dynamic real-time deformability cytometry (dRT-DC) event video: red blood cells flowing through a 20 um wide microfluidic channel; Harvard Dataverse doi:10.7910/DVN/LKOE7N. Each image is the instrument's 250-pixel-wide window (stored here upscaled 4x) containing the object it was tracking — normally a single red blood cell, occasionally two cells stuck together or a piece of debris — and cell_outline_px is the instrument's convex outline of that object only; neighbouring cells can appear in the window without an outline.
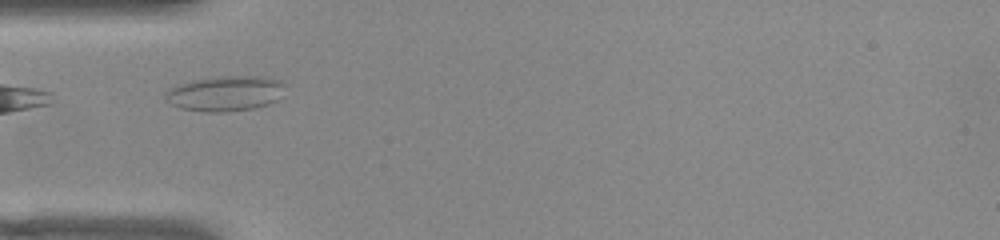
{"species": "common noctule bat (a hibernating species)", "species_latin": "Nyctalus noctula", "temperature_condition": "warm", "stored_images_in_passage": 32, "camera_frame_rate_fps": 3000, "um_per_image_px": 0.085, "animal": {"sex": "female", "body_mass_g": 22.0, "forearm_length_mm": 56.7}, "frame": {"image": 1, "passage_image": 1, "time_ms": 0.0, "image_size_px": [1000, 240], "cell_outline_px": [[288, 84], [276, 100], [268, 104], [252, 108], [220, 112], [208, 112], [180, 108], [164, 100], [164, 92], [168, 88], [192, 80], [220, 76], [264, 76], [280, 80]], "centroid_in_image_um": [19.14, 7.93], "position_along_channel_um": 65.9, "area_um2": 24.68}}
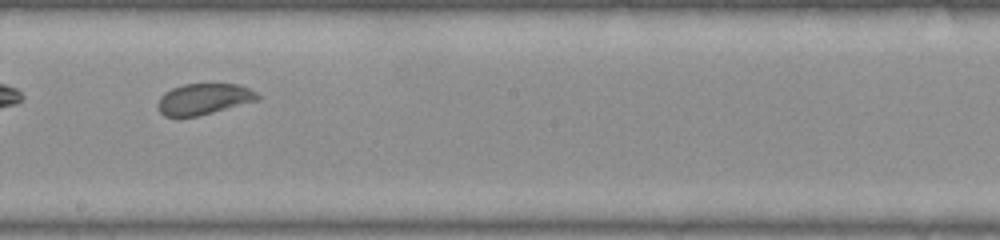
{"frame": {"image": 2, "passage_image": 14, "time_ms": 4.333, "image_size_px": [1000, 240], "cell_outline_px": [[260, 100], [196, 116], [164, 116], [156, 108], [156, 104], [160, 96], [164, 92], [172, 88], [184, 84], [236, 84], [248, 88], [256, 92], [260, 96]], "centroid_in_image_um": [17.29, 8.41], "position_along_channel_um": 230.9, "area_um2": 18.03}, "authors_computed_cell_mechanics": {"area_um2": 18.496, "velocity_mm_per_s": 3.8174, "shape_relaxation_time_tau1_ms": 7.3008, "shape_relaxation_time_tau2_ms": 1.4389, "deformation_change_tau1": 0.1071, "deformation_change_tau2": 0.0741}}